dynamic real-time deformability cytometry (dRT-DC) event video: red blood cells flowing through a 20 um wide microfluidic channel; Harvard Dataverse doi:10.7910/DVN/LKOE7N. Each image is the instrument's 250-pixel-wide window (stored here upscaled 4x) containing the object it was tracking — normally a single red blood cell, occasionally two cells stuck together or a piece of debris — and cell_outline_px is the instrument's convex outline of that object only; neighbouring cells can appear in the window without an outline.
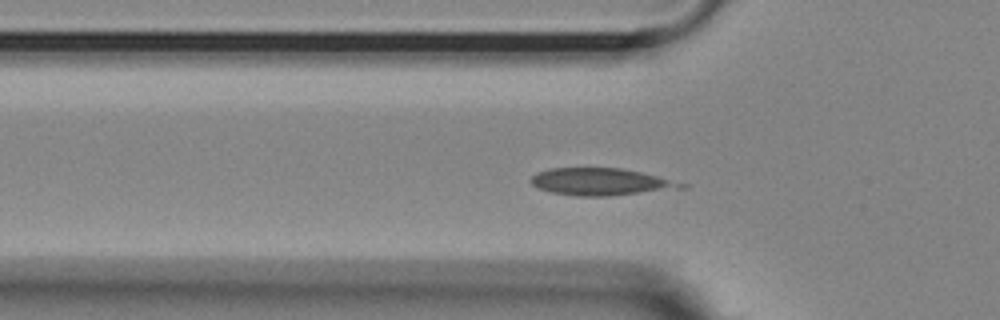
{"species": "Egyptian fruit bat (a non-hibernating species)", "species_latin": "Rousettus aegyptiacus", "temperature_condition": "room temperature", "stored_images_in_passage": 43, "camera_frame_rate_fps": 3000, "um_per_image_px": 0.085, "animal": {"sex": "female"}, "frame": {"image": 1, "passage_image": 5, "time_ms": 1.333, "image_size_px": [1000, 320], "cell_outline_px": [[688, 188], [608, 196], [576, 196], [552, 192], [536, 188], [528, 180], [536, 172], [548, 168], [620, 168], [640, 172], [688, 184]], "centroid_in_image_um": [51.04, 15.46], "position_along_channel_um": 74.8, "area_um2": 23.93}}
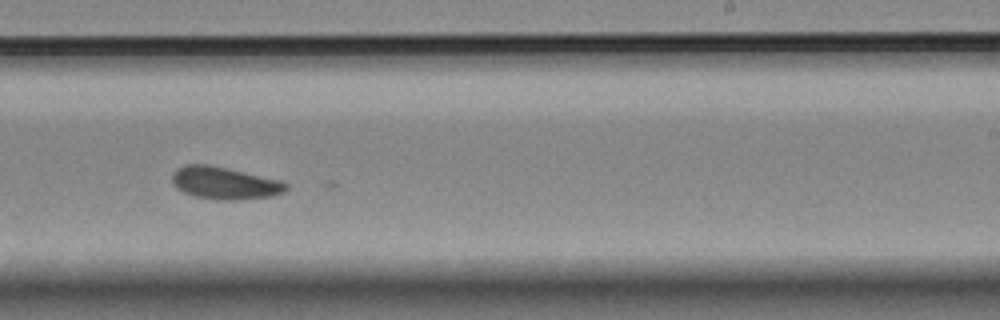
{"frame": {"image": 2, "passage_image": 21, "time_ms": 6.667, "image_size_px": [1000, 320], "cell_outline_px": [[288, 188], [284, 192], [272, 196], [236, 200], [216, 200], [196, 196], [184, 192], [176, 188], [172, 180], [172, 172], [176, 168], [184, 164], [208, 164], [228, 168], [284, 180], [288, 184]], "centroid_in_image_um": [19.11, 15.55], "position_along_channel_um": 269.9, "area_um2": 21.85}}
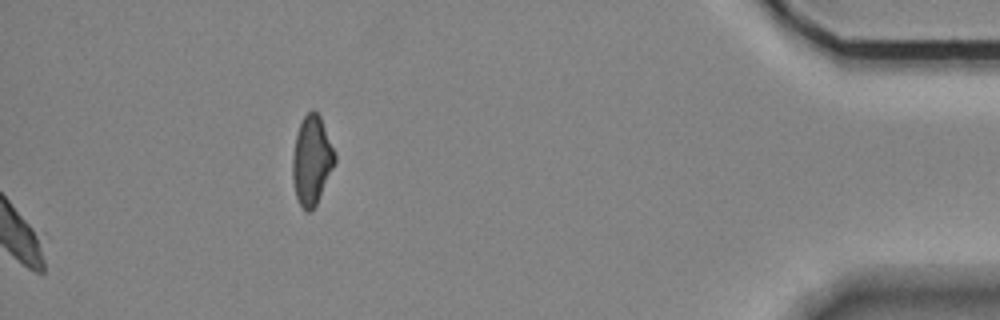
{"frame": {"image": 3, "passage_image": 43, "time_ms": 14.0, "image_size_px": [1000, 320], "cell_outline_px": [[336, 160], [316, 204], [308, 212], [300, 204], [296, 196], [292, 180], [292, 156], [296, 136], [300, 124], [304, 116], [312, 108], [320, 116], [336, 156]], "centroid_in_image_um": [26.48, 13.6], "position_along_channel_um": 408.7, "area_um2": 21.44}}